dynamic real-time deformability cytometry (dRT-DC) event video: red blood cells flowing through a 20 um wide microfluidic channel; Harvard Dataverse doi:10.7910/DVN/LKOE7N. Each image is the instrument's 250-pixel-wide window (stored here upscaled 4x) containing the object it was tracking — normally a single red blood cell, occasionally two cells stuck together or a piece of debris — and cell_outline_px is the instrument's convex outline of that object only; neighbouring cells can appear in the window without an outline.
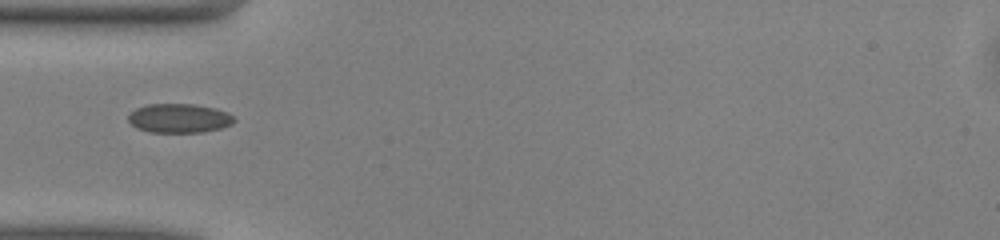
{"species": "common noctule bat (a hibernating species)", "species_latin": "Nyctalus noctula", "temperature_condition": "warm", "stored_images_in_passage": 3, "camera_frame_rate_fps": 3000, "um_per_image_px": 0.085, "animal": {"sex": "male", "body_mass_g": 13.0, "forearm_length_mm": 53.1}, "frame": {"image": 1, "passage_image": 1, "time_ms": 0.0, "image_size_px": [1000, 240], "cell_outline_px": [[236, 120], [232, 124], [220, 128], [204, 132], [152, 132], [136, 128], [128, 120], [128, 116], [136, 108], [148, 104], [192, 104], [216, 108], [228, 112]], "centroid_in_image_um": [15.24, 10.05], "position_along_channel_um": 69.8, "area_um2": 17.92}}